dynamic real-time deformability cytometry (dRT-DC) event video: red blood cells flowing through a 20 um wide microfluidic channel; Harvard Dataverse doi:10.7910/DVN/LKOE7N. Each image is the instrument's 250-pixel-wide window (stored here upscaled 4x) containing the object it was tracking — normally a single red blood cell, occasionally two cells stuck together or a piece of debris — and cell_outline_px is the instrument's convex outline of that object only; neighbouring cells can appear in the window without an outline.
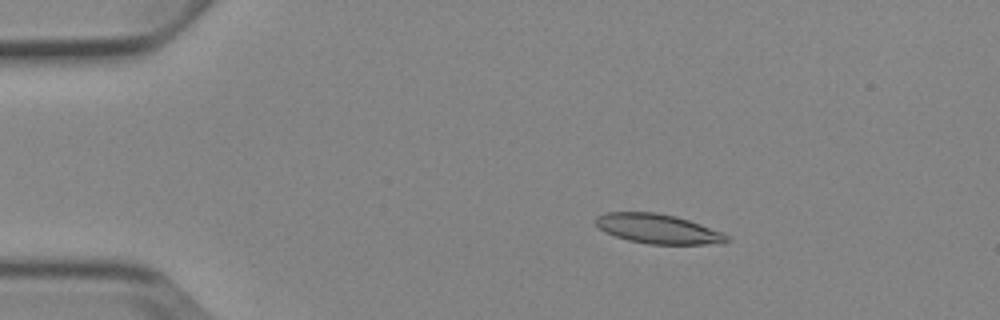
{"species": "Egyptian fruit bat (a non-hibernating species)", "species_latin": "Rousettus aegyptiacus", "temperature_condition": "cold", "stored_images_in_passage": 5, "camera_frame_rate_fps": 3000, "um_per_image_px": 0.085, "animal": {"sex": "female"}, "frame": {"image": 1, "passage_image": 2, "time_ms": 2.0, "image_size_px": [1000, 320], "cell_outline_px": [[732, 240], [724, 244], [648, 244], [628, 240], [604, 232], [596, 224], [596, 216], [604, 212], [656, 212], [676, 216], [724, 232]], "centroid_in_image_um": [55.97, 19.45], "position_along_channel_um": 29.0, "area_um2": 22.77}}
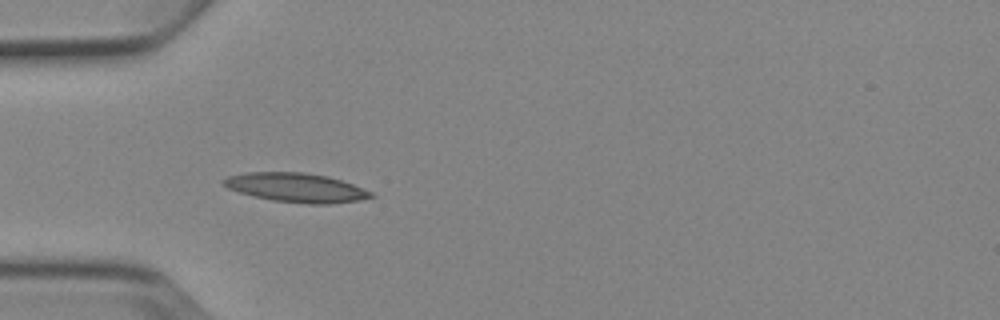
{"frame": {"image": 2, "passage_image": 4, "time_ms": 4.333, "image_size_px": [1000, 320], "cell_outline_px": [[376, 196], [356, 200], [328, 204], [308, 204], [272, 200], [252, 196], [228, 188], [220, 184], [220, 180], [228, 176], [244, 172], [304, 172], [328, 176], [352, 184], [372, 192]], "centroid_in_image_um": [25.11, 15.94], "position_along_channel_um": 59.9, "area_um2": 25.03}}
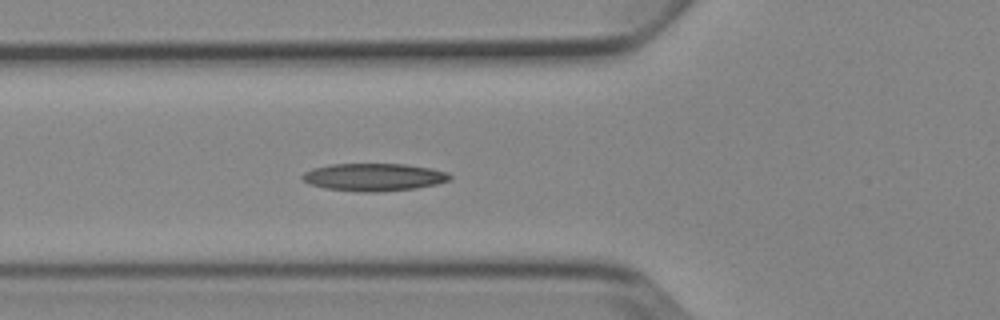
{"frame": {"image": 3, "passage_image": 5, "time_ms": 5.333, "image_size_px": [1000, 320], "cell_outline_px": [[452, 180], [436, 184], [416, 188], [380, 192], [360, 192], [328, 188], [308, 184], [300, 176], [304, 172], [312, 168], [332, 164], [404, 164], [428, 168], [448, 172], [452, 176]], "centroid_in_image_um": [31.78, 15.06], "position_along_channel_um": 94.0, "area_um2": 23.76}}